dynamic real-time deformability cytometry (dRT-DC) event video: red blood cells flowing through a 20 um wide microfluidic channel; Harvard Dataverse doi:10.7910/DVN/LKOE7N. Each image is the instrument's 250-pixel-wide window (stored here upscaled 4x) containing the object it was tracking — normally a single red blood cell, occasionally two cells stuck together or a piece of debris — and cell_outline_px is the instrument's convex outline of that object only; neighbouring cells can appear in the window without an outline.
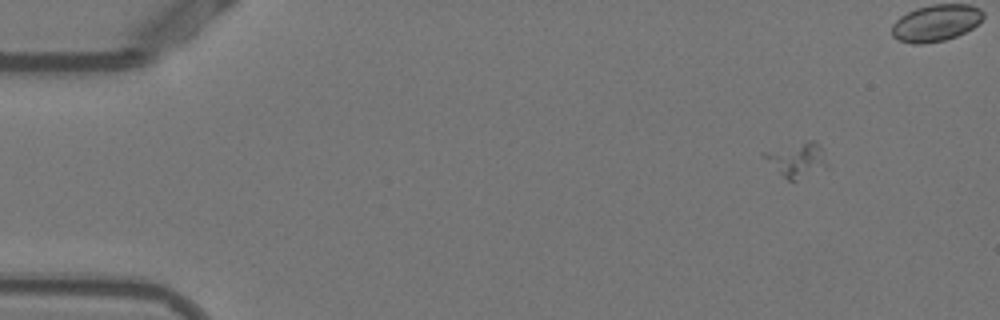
{"species": "Egyptian fruit bat (a non-hibernating species)", "species_latin": "Rousettus aegyptiacus", "temperature_condition": "warm", "stored_images_in_passage": 10, "camera_frame_rate_fps": 3000, "um_per_image_px": 0.085, "animal": {"sex": "female"}, "frame": {"image": 1, "passage_image": 1, "time_ms": 0.0, "image_size_px": [1000, 320], "cell_outline_px": [[828, 164], [796, 180], [788, 180], [764, 156], [764, 152], [808, 140], [812, 140], [820, 144]], "centroid_in_image_um": [67.79, 13.53], "position_along_channel_um": 17.2, "area_um2": 11.73}}